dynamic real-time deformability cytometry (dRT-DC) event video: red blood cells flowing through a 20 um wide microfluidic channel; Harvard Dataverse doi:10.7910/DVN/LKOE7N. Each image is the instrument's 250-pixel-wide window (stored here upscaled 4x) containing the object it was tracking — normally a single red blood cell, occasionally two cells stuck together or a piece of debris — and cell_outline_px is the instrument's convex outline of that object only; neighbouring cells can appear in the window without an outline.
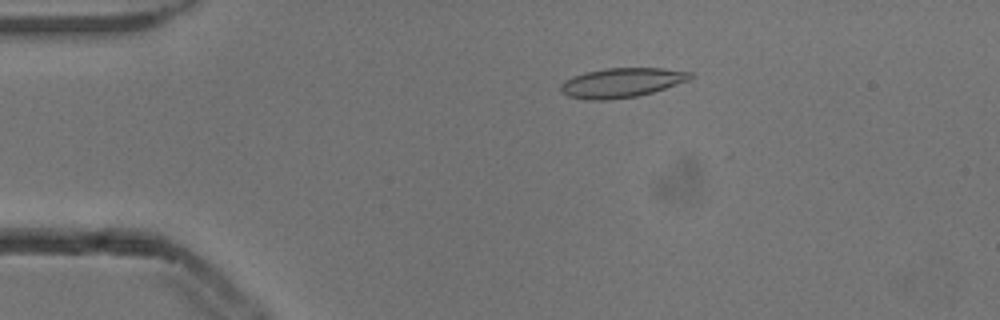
{"species": "common noctule bat (a hibernating species)", "species_latin": "Nyctalus noctula", "temperature_condition": "cold", "stored_images_in_passage": 52, "camera_frame_rate_fps": 3000, "um_per_image_px": 0.085, "animal": {"sex": "male", "body_mass_g": 13.3}, "frame": {"image": 1, "passage_image": 10, "time_ms": 3.0, "image_size_px": [1000, 320], "cell_outline_px": [[696, 76], [688, 80], [652, 92], [636, 96], [608, 100], [588, 100], [568, 96], [560, 92], [560, 84], [564, 80], [572, 76], [584, 72], [604, 68], [664, 68], [692, 72]], "centroid_in_image_um": [52.8, 7.02], "position_along_channel_um": 32.2, "area_um2": 22.43}}
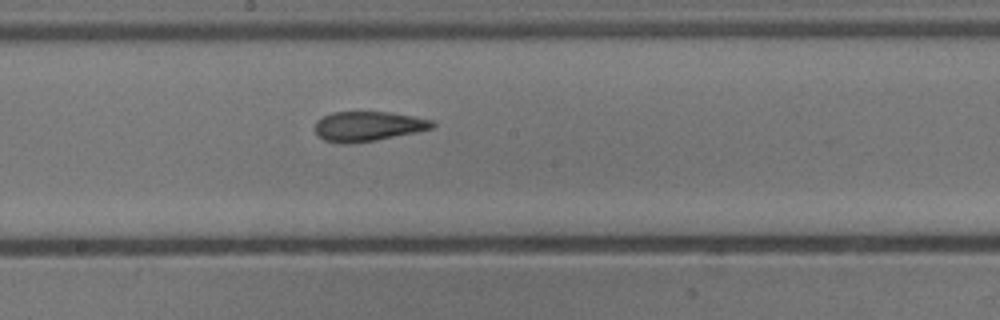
{"frame": {"image": 2, "passage_image": 28, "time_ms": 9.0, "image_size_px": [1000, 320], "cell_outline_px": [[436, 124], [432, 128], [416, 132], [376, 140], [348, 144], [324, 140], [316, 132], [316, 120], [332, 112], [388, 112], [436, 120]], "centroid_in_image_um": [31.32, 10.73], "position_along_channel_um": 216.9, "area_um2": 20.23}}
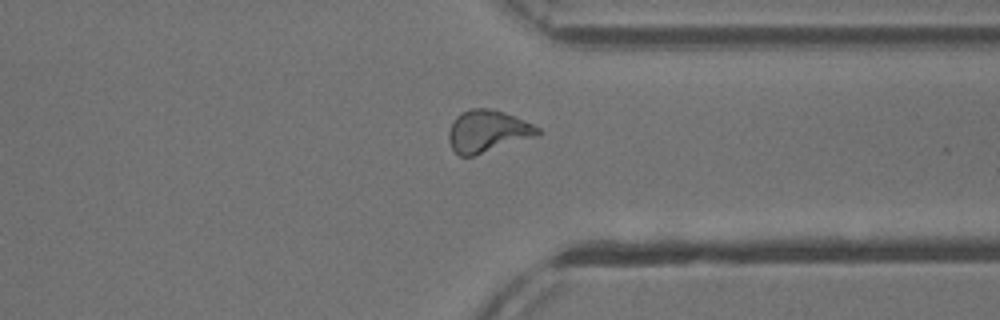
{"frame": {"image": 3, "passage_image": 40, "time_ms": 13.0, "image_size_px": [1000, 320], "cell_outline_px": [[540, 136], [472, 156], [460, 156], [452, 148], [448, 140], [448, 132], [456, 116], [460, 112], [468, 108], [488, 108], [504, 112], [532, 124], [540, 128]], "centroid_in_image_um": [41.45, 11.15], "position_along_channel_um": 370.0, "area_um2": 21.91}, "authors_computed_cell_mechanics": {"area_um2": 21.4727, "velocity_mm_per_s": 3.8722, "shape_relaxation_time_tau1_ms": null, "shape_relaxation_time_tau2_ms": 2.0364, "deformation_change_tau1": null, "deformation_change_tau2": 0.0733}}